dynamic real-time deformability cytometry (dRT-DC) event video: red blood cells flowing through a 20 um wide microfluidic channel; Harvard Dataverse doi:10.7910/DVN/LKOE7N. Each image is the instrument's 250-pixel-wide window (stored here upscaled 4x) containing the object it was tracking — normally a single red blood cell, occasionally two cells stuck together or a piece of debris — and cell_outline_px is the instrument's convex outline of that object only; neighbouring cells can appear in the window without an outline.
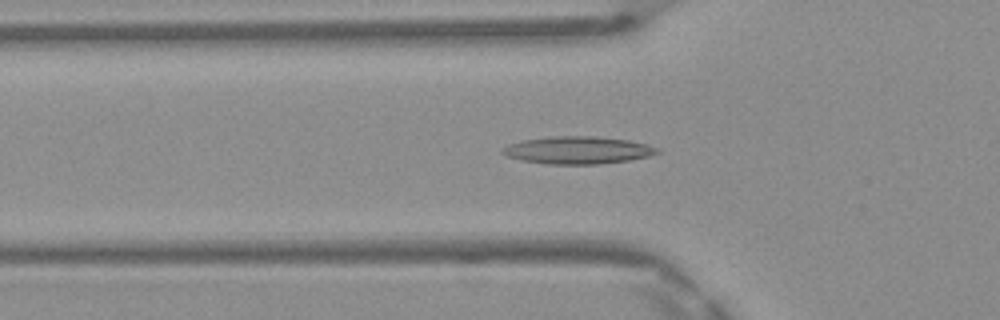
{"species": "Egyptian fruit bat (a non-hibernating species)", "species_latin": "Rousettus aegyptiacus", "temperature_condition": "warm", "stored_images_in_passage": 43, "camera_frame_rate_fps": 3000, "um_per_image_px": 0.085, "frame": {"image": 1, "passage_image": 10, "time_ms": 3.0, "image_size_px": [1000, 320], "cell_outline_px": [[660, 152], [648, 156], [628, 160], [600, 164], [548, 164], [524, 160], [508, 156], [500, 152], [508, 144], [524, 140], [556, 136], [596, 136], [628, 140], [660, 148]], "centroid_in_image_um": [49.14, 12.76], "position_along_channel_um": 76.7, "area_um2": 24.45}}
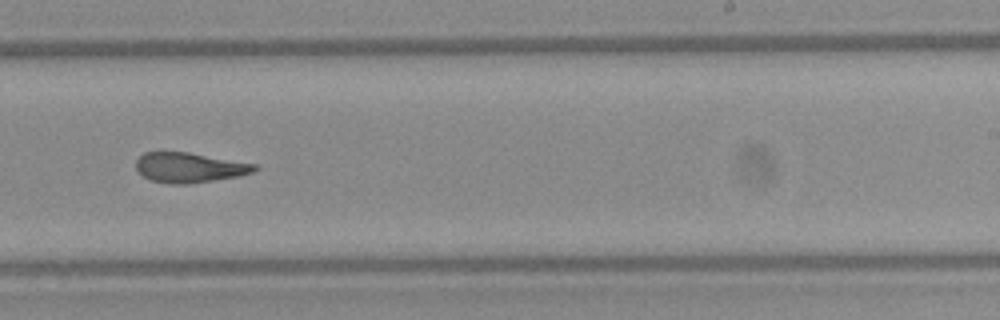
{"frame": {"image": 2, "passage_image": 24, "time_ms": 7.667, "image_size_px": [1000, 320], "cell_outline_px": [[260, 168], [252, 172], [240, 176], [188, 184], [172, 184], [152, 180], [144, 176], [136, 168], [136, 160], [144, 152], [188, 152], [256, 164]], "centroid_in_image_um": [16.12, 14.24], "position_along_channel_um": 272.9, "area_um2": 20.58}}
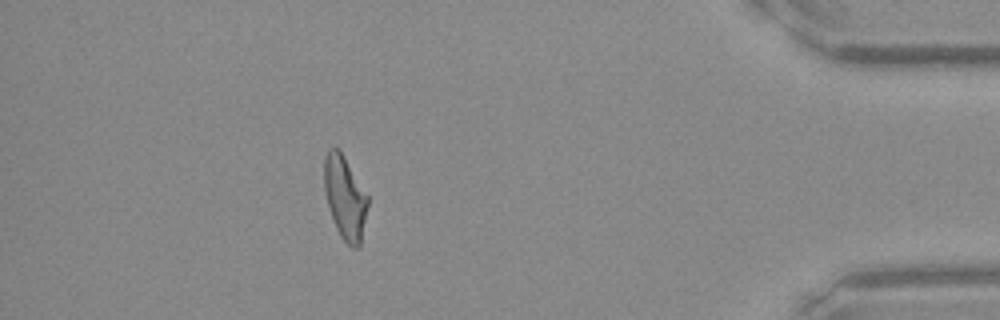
{"frame": {"image": 3, "passage_image": 37, "time_ms": 12.0, "image_size_px": [1000, 320], "cell_outline_px": [[368, 204], [360, 244], [356, 248], [352, 248], [340, 236], [336, 228], [328, 204], [324, 188], [324, 160], [328, 148], [336, 148], [344, 156], [368, 196]], "centroid_in_image_um": [29.32, 16.79], "position_along_channel_um": 405.9, "area_um2": 20.75}, "authors_computed_cell_mechanics": {"area_um2": 21.7328, "velocity_mm_per_s": 4.1858, "shape_relaxation_time_tau1_ms": null, "shape_relaxation_time_tau2_ms": 3.2889, "deformation_change_tau1": null, "deformation_change_tau2": 0.1446}}